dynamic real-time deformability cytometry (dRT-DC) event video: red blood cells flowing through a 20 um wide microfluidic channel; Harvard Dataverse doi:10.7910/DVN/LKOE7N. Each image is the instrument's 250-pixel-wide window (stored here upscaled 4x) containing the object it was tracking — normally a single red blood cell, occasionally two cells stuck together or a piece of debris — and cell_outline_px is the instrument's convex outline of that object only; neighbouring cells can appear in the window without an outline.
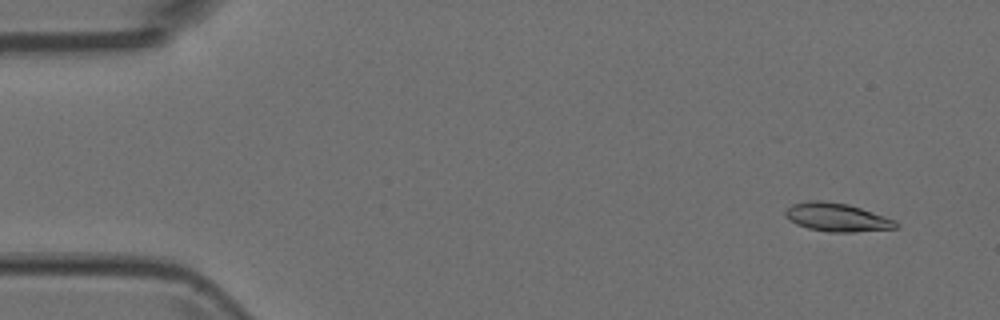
{"species": "Egyptian fruit bat (a non-hibernating species)", "species_latin": "Rousettus aegyptiacus", "temperature_condition": "room temperature", "stored_images_in_passage": 4, "camera_frame_rate_fps": 3000, "um_per_image_px": 0.085, "animal": {"sex": "female"}, "frame": {"image": 1, "passage_image": 1, "time_ms": 0.0, "image_size_px": [1000, 320], "cell_outline_px": [[900, 224], [896, 228], [852, 232], [828, 232], [808, 228], [796, 224], [784, 216], [784, 212], [792, 204], [808, 200], [824, 200], [848, 204], [896, 220]], "centroid_in_image_um": [71.12, 18.46], "position_along_channel_um": 13.9, "area_um2": 18.32}}
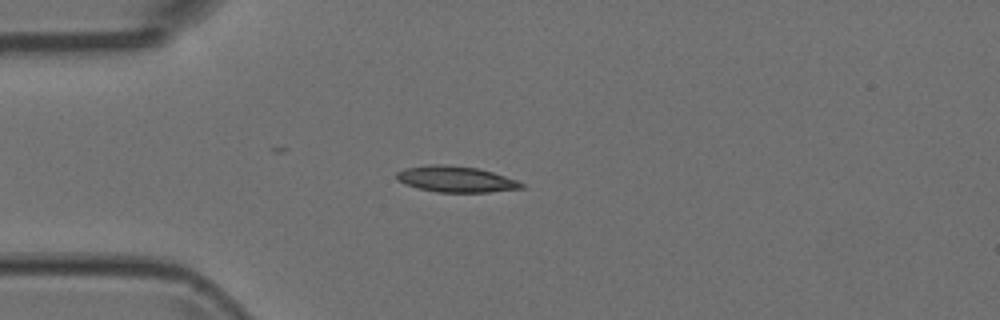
{"frame": {"image": 2, "passage_image": 4, "time_ms": 1.0, "image_size_px": [1000, 320], "cell_outline_px": [[524, 188], [488, 192], [436, 192], [404, 184], [396, 176], [396, 172], [404, 168], [428, 164], [444, 164], [476, 168], [492, 172], [516, 180], [524, 184]], "centroid_in_image_um": [38.73, 15.22], "position_along_channel_um": 46.3, "area_um2": 18.79}}